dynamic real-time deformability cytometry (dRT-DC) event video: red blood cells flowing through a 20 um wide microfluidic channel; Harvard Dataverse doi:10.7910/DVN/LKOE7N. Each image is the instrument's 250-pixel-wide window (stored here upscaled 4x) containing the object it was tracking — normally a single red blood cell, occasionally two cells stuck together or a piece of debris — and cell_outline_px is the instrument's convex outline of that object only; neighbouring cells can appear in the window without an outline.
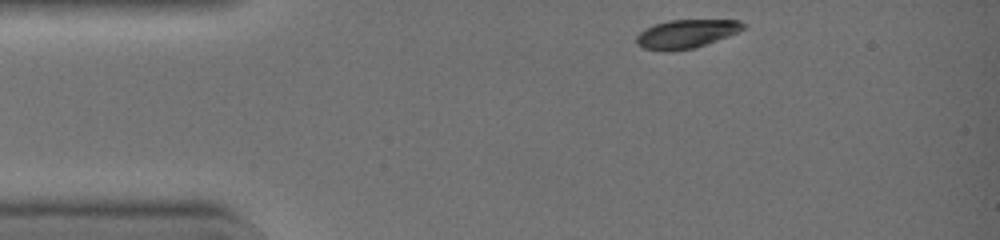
{"species": "common noctule bat (a hibernating species)", "species_latin": "Nyctalus noctula", "temperature_condition": "warm", "stored_images_in_passage": 33, "camera_frame_rate_fps": 3000, "um_per_image_px": 0.085, "animal": {"sex": "female", "body_mass_g": 19.0, "forearm_length_mm": 51.5}, "frame": {"image": 1, "passage_image": 1, "time_ms": 0.0, "image_size_px": [1000, 240], "cell_outline_px": [[744, 28], [728, 36], [696, 48], [668, 52], [664, 52], [644, 48], [636, 44], [636, 36], [644, 28], [668, 20], [740, 20], [744, 24]], "centroid_in_image_um": [58.28, 2.89], "position_along_channel_um": 26.7, "area_um2": 17.86}}
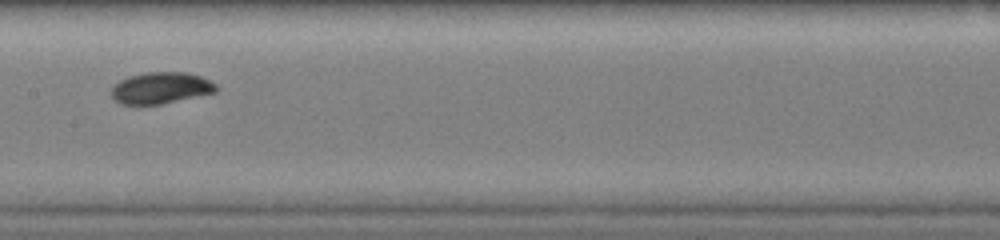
{"frame": {"image": 2, "passage_image": 16, "time_ms": 5.0, "image_size_px": [1000, 240], "cell_outline_px": [[220, 88], [216, 92], [160, 104], [124, 104], [116, 100], [112, 96], [112, 84], [128, 76], [148, 72], [184, 72], [200, 76], [216, 84]], "centroid_in_image_um": [13.68, 7.46], "position_along_channel_um": 193.7, "area_um2": 19.07}}
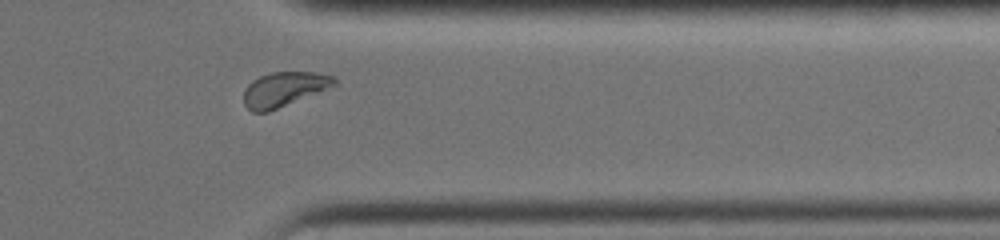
{"frame": {"image": 3, "passage_image": 29, "time_ms": 9.333, "image_size_px": [1000, 240], "cell_outline_px": [[336, 84], [268, 112], [252, 112], [244, 104], [244, 88], [252, 80], [260, 76], [272, 72], [316, 72], [332, 76], [336, 80]], "centroid_in_image_um": [24.08, 7.57], "position_along_channel_um": 387.3, "area_um2": 17.86}, "authors_computed_cell_mechanics": {"area_um2": 19.0162, "velocity_mm_per_s": 4.4456, "shape_relaxation_time_tau1_ms": 3.1646, "shape_relaxation_time_tau2_ms": null, "deformation_change_tau1": 0.1531, "deformation_change_tau2": null}}